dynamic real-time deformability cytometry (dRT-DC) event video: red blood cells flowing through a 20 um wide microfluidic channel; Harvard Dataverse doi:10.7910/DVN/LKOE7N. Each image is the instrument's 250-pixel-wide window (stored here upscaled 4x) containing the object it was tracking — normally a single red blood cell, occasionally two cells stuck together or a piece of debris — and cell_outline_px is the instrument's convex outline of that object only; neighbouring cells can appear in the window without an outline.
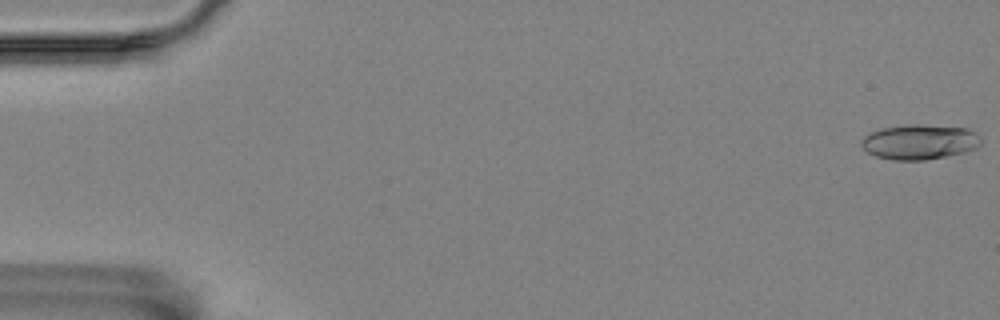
{"species": "Egyptian fruit bat (a non-hibernating species)", "species_latin": "Rousettus aegyptiacus", "temperature_condition": "room temperature", "stored_images_in_passage": 9, "camera_frame_rate_fps": 3000, "um_per_image_px": 0.085, "animal": {"sex": "female"}, "frame": {"image": 1, "passage_image": 1, "time_ms": 0.0, "image_size_px": [1000, 320], "cell_outline_px": [[980, 144], [976, 148], [964, 152], [924, 160], [892, 160], [876, 156], [868, 152], [860, 144], [860, 140], [864, 136], [880, 128], [912, 124], [920, 124], [968, 128], [976, 132], [980, 136]], "centroid_in_image_um": [78.16, 12.05], "position_along_channel_um": 6.8, "area_um2": 24.39}}
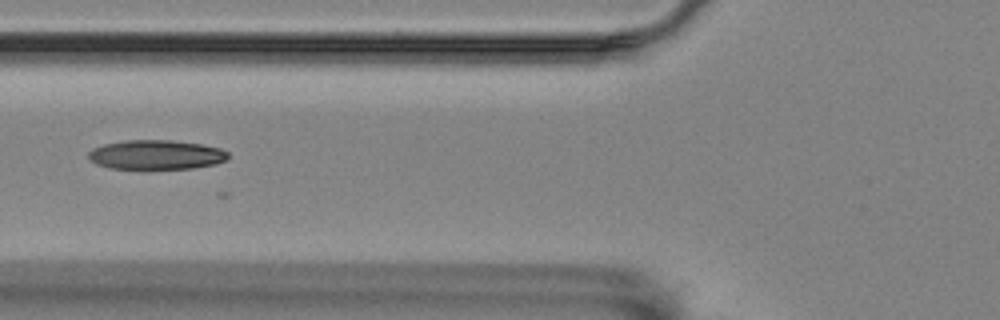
{"frame": {"image": 2, "passage_image": 7, "time_ms": 2.0, "image_size_px": [1000, 320], "cell_outline_px": [[228, 160], [216, 164], [192, 168], [148, 172], [144, 172], [108, 168], [96, 164], [88, 156], [88, 152], [92, 148], [104, 144], [124, 140], [172, 140], [200, 144], [220, 148], [228, 152]], "centroid_in_image_um": [13.25, 13.21], "position_along_channel_um": 112.6, "area_um2": 25.14}}
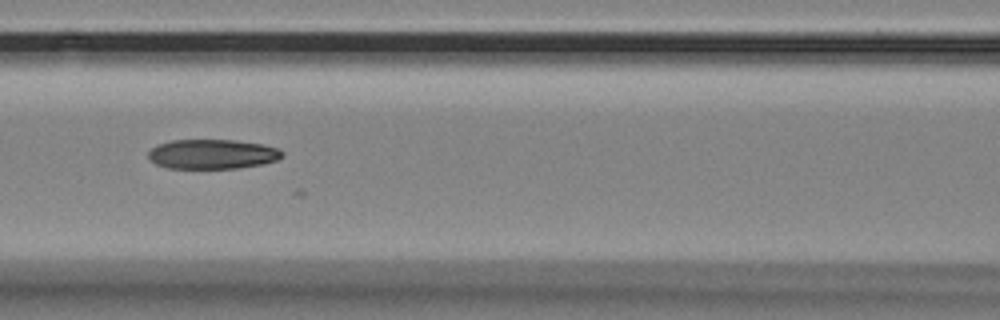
{"frame": {"image": 3, "passage_image": 8, "time_ms": 2.333, "image_size_px": [1000, 320], "cell_outline_px": [[284, 156], [276, 160], [260, 164], [240, 168], [168, 168], [156, 164], [148, 156], [148, 152], [152, 148], [160, 144], [172, 140], [232, 140], [264, 144], [280, 148], [284, 152]], "centroid_in_image_um": [18.1, 13.1], "position_along_channel_um": 148.5, "area_um2": 23.06}}